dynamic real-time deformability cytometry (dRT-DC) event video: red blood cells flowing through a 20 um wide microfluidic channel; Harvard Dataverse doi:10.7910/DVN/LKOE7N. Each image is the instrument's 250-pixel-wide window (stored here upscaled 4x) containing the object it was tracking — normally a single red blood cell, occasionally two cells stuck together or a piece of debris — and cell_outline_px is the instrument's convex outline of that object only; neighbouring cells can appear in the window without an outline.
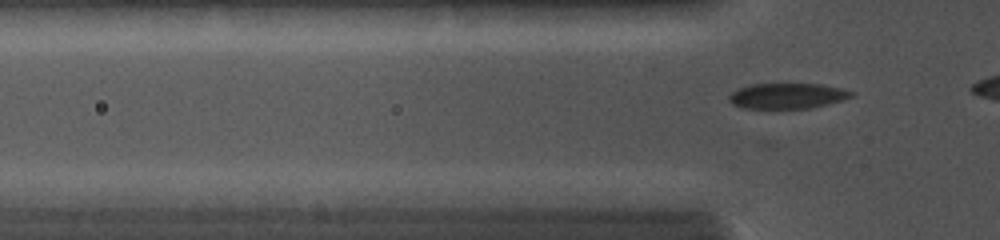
{"species": "common noctule bat (a hibernating species)", "species_latin": "Nyctalus noctula", "temperature_condition": "cold", "stored_images_in_passage": 10, "camera_frame_rate_fps": 5000, "um_per_image_px": 0.085, "animal": {"sex": "female", "body_mass_g": 19.0, "forearm_length_mm": 56.7}, "frame": {"image": 1, "passage_image": 7, "time_ms": 1.8, "image_size_px": [1000, 240], "cell_outline_px": [[856, 92], [852, 96], [844, 100], [812, 108], [744, 108], [732, 104], [728, 100], [728, 96], [732, 92], [748, 84], [824, 84]], "centroid_in_image_um": [66.94, 8.15], "position_along_channel_um": 58.9, "area_um2": 18.26}}